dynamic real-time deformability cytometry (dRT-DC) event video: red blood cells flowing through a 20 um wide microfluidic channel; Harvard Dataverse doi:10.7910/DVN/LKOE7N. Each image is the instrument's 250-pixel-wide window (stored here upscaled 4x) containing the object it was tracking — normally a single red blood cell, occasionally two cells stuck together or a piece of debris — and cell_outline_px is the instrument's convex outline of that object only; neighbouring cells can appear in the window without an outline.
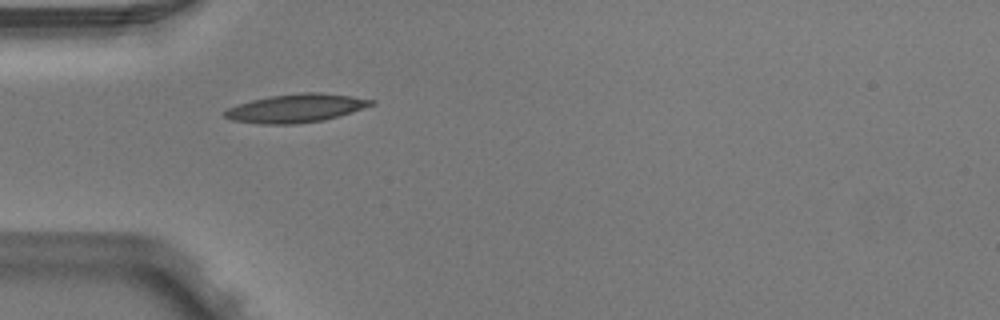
{"species": "Egyptian fruit bat (a non-hibernating species)", "species_latin": "Rousettus aegyptiacus", "temperature_condition": "warm", "stored_images_in_passage": 2, "camera_frame_rate_fps": 3000, "um_per_image_px": 0.085, "animal": {"sex": "male"}, "frame": {"image": 1, "passage_image": 1, "time_ms": 0.0, "image_size_px": [1000, 320], "cell_outline_px": [[376, 104], [340, 116], [324, 120], [296, 124], [260, 124], [232, 120], [224, 116], [220, 112], [228, 108], [252, 100], [272, 96], [304, 92], [320, 92], [352, 96], [376, 100]], "centroid_in_image_um": [25.19, 9.2], "position_along_channel_um": 59.8, "area_um2": 24.33}}
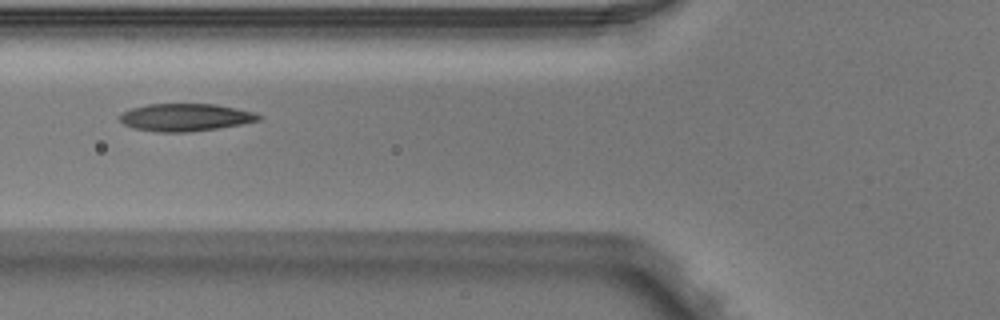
{"frame": {"image": 2, "passage_image": 2, "time_ms": 0.333, "image_size_px": [1000, 320], "cell_outline_px": [[264, 116], [260, 120], [240, 124], [216, 128], [188, 132], [160, 132], [132, 128], [124, 124], [120, 120], [120, 112], [132, 108], [148, 104], [216, 104], [256, 112]], "centroid_in_image_um": [15.77, 9.97], "position_along_channel_um": 110.0, "area_um2": 22.31}}